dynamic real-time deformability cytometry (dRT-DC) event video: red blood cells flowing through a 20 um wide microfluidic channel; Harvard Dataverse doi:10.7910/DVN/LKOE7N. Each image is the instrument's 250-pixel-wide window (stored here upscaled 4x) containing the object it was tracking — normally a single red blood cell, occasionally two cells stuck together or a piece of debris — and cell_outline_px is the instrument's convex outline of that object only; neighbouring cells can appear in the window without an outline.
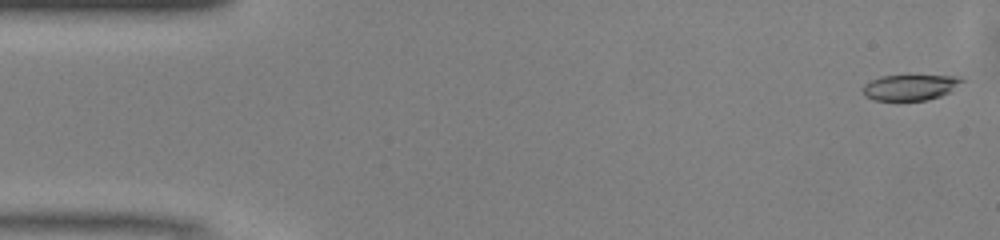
{"species": "common noctule bat (a hibernating species)", "species_latin": "Nyctalus noctula", "temperature_condition": "warm", "stored_images_in_passage": 13, "camera_frame_rate_fps": 3000, "um_per_image_px": 0.085, "animal": {"sex": "male", "body_mass_g": 13.0, "forearm_length_mm": 53.1}, "frame": {"image": 1, "passage_image": 1, "time_ms": 0.0, "image_size_px": [1000, 240], "cell_outline_px": [[968, 80], [948, 92], [940, 96], [924, 100], [872, 100], [864, 96], [864, 84], [880, 76], [964, 76]], "centroid_in_image_um": [77.41, 7.42], "position_along_channel_um": 7.6, "area_um2": 14.8}}
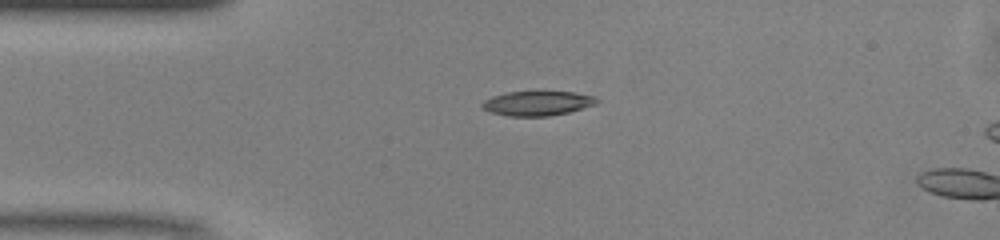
{"frame": {"image": 2, "passage_image": 11, "time_ms": 3.333, "image_size_px": [1000, 240], "cell_outline_px": [[600, 100], [596, 104], [568, 112], [548, 116], [508, 116], [492, 112], [484, 108], [480, 104], [484, 100], [492, 96], [508, 92], [572, 92], [592, 96]], "centroid_in_image_um": [45.67, 8.78], "position_along_channel_um": 39.3, "area_um2": 16.13}}